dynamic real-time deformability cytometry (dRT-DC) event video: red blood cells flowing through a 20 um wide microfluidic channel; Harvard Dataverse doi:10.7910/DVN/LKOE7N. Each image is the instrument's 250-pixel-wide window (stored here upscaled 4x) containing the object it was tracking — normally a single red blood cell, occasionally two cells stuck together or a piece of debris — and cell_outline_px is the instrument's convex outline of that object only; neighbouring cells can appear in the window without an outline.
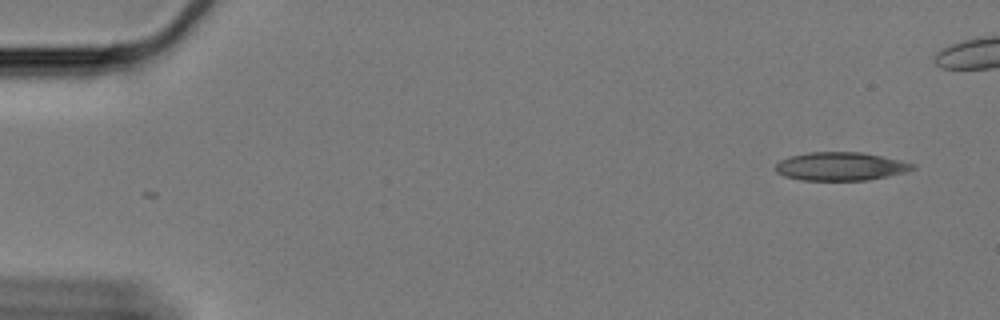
{"species": "Egyptian fruit bat (a non-hibernating species)", "species_latin": "Rousettus aegyptiacus", "temperature_condition": "cold", "stored_images_in_passage": 51, "camera_frame_rate_fps": 3000, "um_per_image_px": 0.085, "animal": {"sex": "female"}, "frame": {"image": 1, "passage_image": 1, "time_ms": 0.0, "image_size_px": [1000, 320], "cell_outline_px": [[916, 168], [904, 172], [888, 176], [868, 180], [800, 180], [784, 176], [776, 172], [776, 164], [780, 160], [788, 156], [808, 152], [860, 152], [900, 160], [916, 164]], "centroid_in_image_um": [71.43, 14.14], "position_along_channel_um": 13.6, "area_um2": 22.66}}
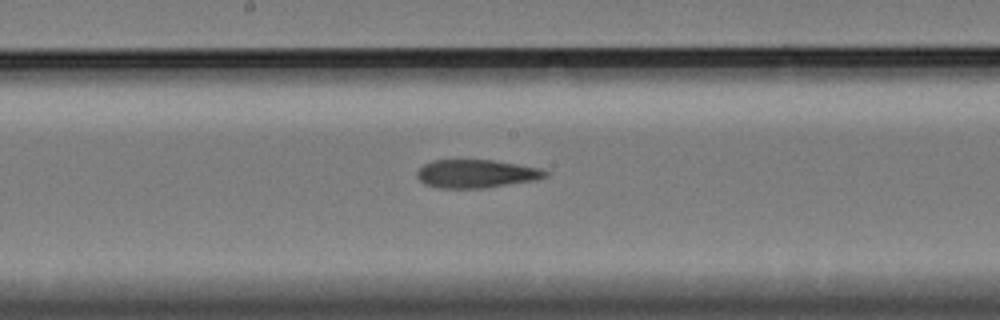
{"frame": {"image": 2, "passage_image": 29, "time_ms": 9.333, "image_size_px": [1000, 320], "cell_outline_px": [[548, 176], [536, 180], [484, 188], [440, 188], [424, 184], [416, 176], [416, 172], [424, 164], [432, 160], [492, 160], [540, 168], [548, 172]], "centroid_in_image_um": [40.47, 14.77], "position_along_channel_um": 207.7, "area_um2": 21.1}}
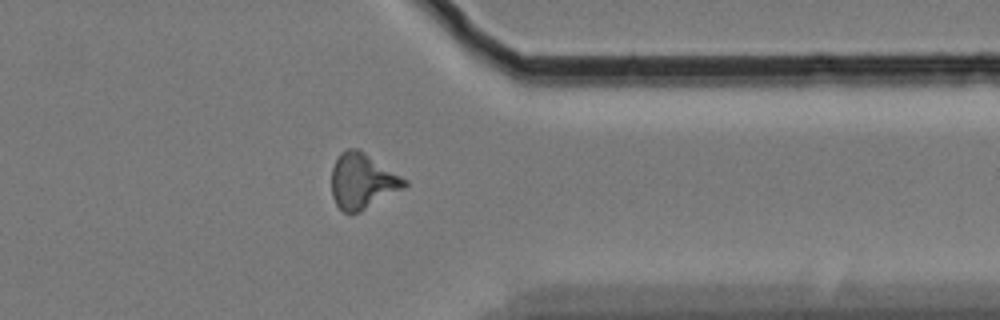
{"frame": {"image": 3, "passage_image": 45, "time_ms": 14.667, "image_size_px": [1000, 320], "cell_outline_px": [[408, 184], [404, 188], [360, 212], [344, 212], [336, 204], [332, 196], [332, 168], [340, 152], [348, 148], [356, 148], [364, 152], [408, 180]], "centroid_in_image_um": [30.81, 15.39], "position_along_channel_um": 380.6, "area_um2": 23.35}}